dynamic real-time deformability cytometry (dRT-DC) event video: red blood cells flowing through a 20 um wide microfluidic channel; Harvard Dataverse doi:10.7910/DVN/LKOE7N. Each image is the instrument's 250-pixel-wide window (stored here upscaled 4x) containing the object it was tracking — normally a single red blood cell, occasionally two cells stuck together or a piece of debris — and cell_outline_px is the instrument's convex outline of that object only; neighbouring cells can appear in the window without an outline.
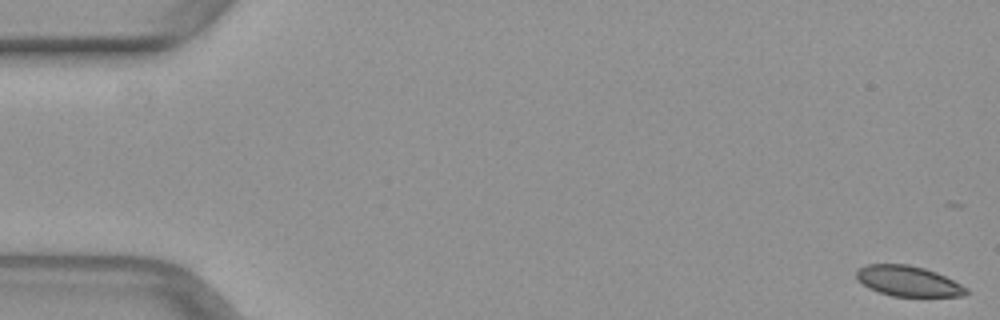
{"species": "common noctule bat (a hibernating species)", "species_latin": "Nyctalus noctula", "temperature_condition": "warm", "stored_images_in_passage": 12, "camera_frame_rate_fps": 3000, "um_per_image_px": 0.085, "animal": {"sex": "female", "body_mass_g": 29.2, "forearm_length_mm": 56.3}, "frame": {"image": 1, "passage_image": 1, "time_ms": 0.0, "image_size_px": [1000, 320], "cell_outline_px": [[968, 292], [964, 296], [892, 296], [868, 288], [856, 280], [856, 268], [864, 264], [908, 264], [924, 268], [936, 272], [968, 288]], "centroid_in_image_um": [77.14, 23.88], "position_along_channel_um": 7.9, "area_um2": 19.54}}